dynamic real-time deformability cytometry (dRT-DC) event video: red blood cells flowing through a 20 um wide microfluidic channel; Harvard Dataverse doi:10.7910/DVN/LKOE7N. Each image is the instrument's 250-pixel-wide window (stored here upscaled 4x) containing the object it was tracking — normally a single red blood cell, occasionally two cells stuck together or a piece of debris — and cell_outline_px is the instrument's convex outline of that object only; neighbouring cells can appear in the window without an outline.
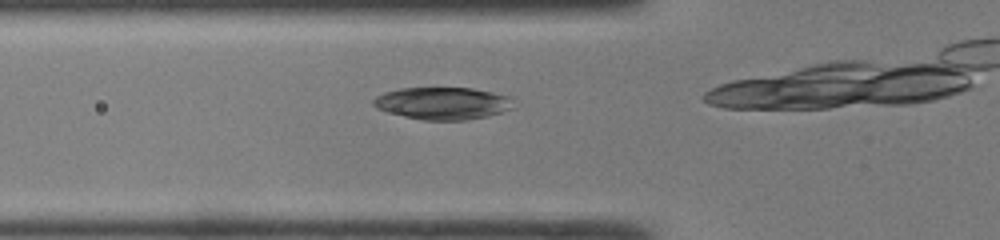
{"species": "common noctule bat (a hibernating species)", "species_latin": "Nyctalus noctula", "temperature_condition": "room temperature", "stored_images_in_passage": 10, "camera_frame_rate_fps": 3000, "um_per_image_px": 0.085, "animal": {"sex": "male", "body_mass_g": 19.0, "forearm_length_mm": 50.8}, "frame": {"image": 1, "passage_image": 4, "time_ms": 1.0, "image_size_px": [1000, 240], "cell_outline_px": [[516, 108], [488, 116], [468, 120], [424, 120], [404, 116], [388, 112], [376, 108], [372, 104], [372, 100], [376, 96], [384, 92], [400, 88], [472, 88], [512, 96]], "centroid_in_image_um": [37.68, 8.78], "position_along_channel_um": 88.1, "area_um2": 26.7}}
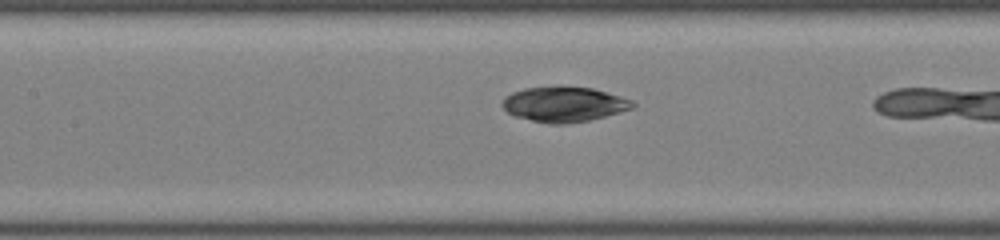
{"frame": {"image": 2, "passage_image": 9, "time_ms": 2.667, "image_size_px": [1000, 240], "cell_outline_px": [[636, 104], [632, 108], [620, 112], [588, 120], [564, 124], [548, 124], [516, 116], [508, 112], [500, 104], [504, 96], [512, 92], [524, 88], [556, 84], [560, 84], [592, 88], [620, 96], [632, 100]], "centroid_in_image_um": [47.9, 8.82], "position_along_channel_um": 159.5, "area_um2": 27.11}}